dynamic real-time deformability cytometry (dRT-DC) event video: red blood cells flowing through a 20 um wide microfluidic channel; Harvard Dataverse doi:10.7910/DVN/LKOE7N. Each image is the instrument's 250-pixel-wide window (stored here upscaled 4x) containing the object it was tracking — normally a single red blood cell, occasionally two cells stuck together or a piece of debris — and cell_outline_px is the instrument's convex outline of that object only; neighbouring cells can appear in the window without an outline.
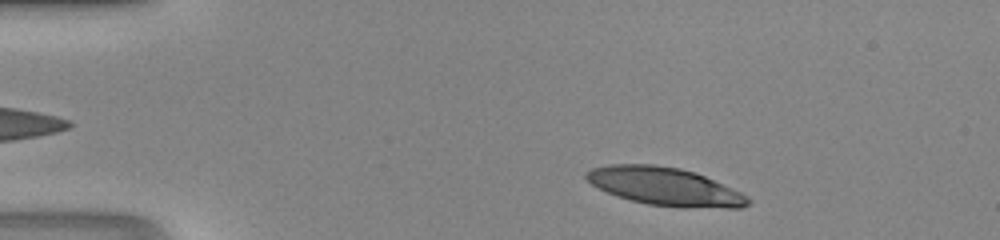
{"species": "human", "species_latin": "Homo sapiens", "temperature_condition": "room temperature", "stored_images_in_passage": 42, "camera_frame_rate_fps": 3000, "um_per_image_px": 0.085, "donor": {"sex": "male"}, "frame": {"image": 1, "passage_image": 3, "time_ms": 0.667, "image_size_px": [1000, 240], "cell_outline_px": [[752, 200], [748, 204], [740, 208], [684, 208], [648, 204], [616, 196], [592, 184], [584, 176], [584, 172], [592, 168], [612, 164], [652, 164], [680, 168], [696, 172], [740, 192], [748, 196]], "centroid_in_image_um": [56.53, 15.85], "position_along_channel_um": 28.5, "area_um2": 35.84}}
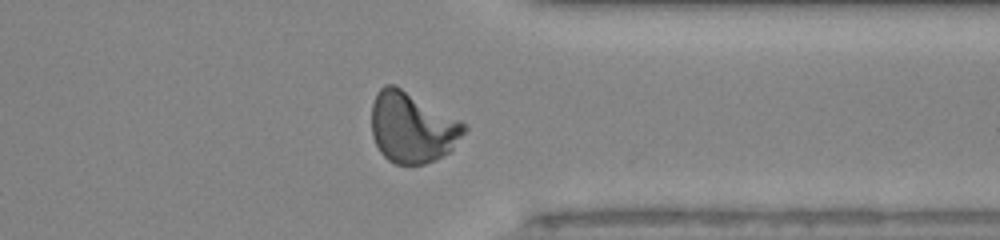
{"frame": {"image": 2, "passage_image": 32, "time_ms": 10.333, "image_size_px": [1000, 240], "cell_outline_px": [[468, 128], [452, 152], [436, 160], [424, 164], [396, 164], [388, 160], [380, 152], [372, 136], [372, 104], [376, 92], [384, 84], [396, 84], [468, 124]], "centroid_in_image_um": [35.07, 10.82], "position_along_channel_um": 376.3, "area_um2": 38.84}}
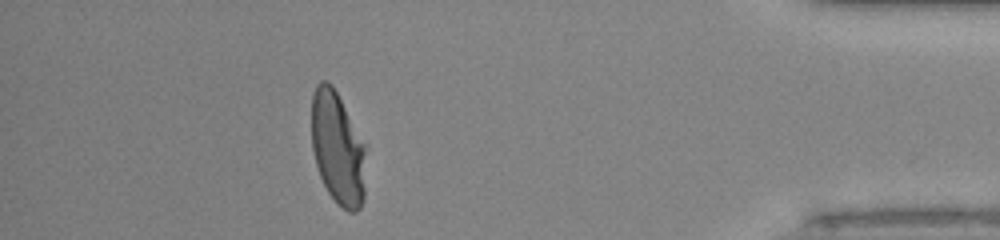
{"frame": {"image": 3, "passage_image": 37, "time_ms": 12.0, "image_size_px": [1000, 240], "cell_outline_px": [[364, 200], [360, 208], [356, 212], [348, 212], [336, 204], [328, 192], [320, 176], [316, 164], [312, 148], [312, 92], [316, 84], [320, 80], [328, 80], [332, 84], [364, 144]], "centroid_in_image_um": [28.67, 12.62], "position_along_channel_um": 406.5, "area_um2": 35.49}}